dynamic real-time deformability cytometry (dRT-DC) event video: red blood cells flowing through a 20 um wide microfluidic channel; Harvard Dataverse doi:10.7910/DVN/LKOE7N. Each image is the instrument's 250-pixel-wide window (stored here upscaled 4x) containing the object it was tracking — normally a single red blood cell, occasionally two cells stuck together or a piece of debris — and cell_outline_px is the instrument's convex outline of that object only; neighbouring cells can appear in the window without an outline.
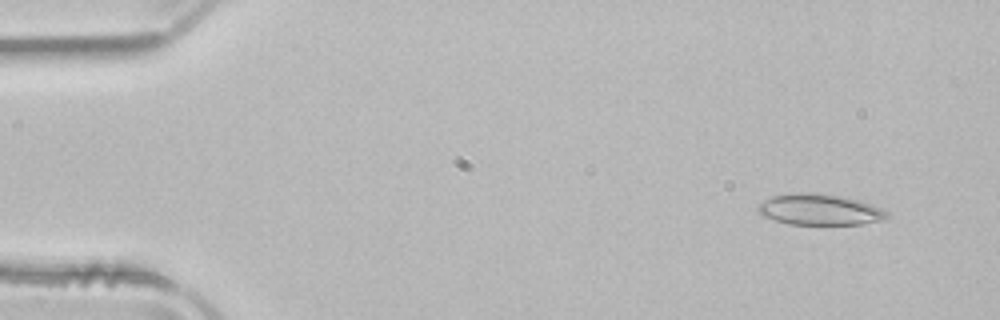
{"species": "common noctule bat (a hibernating species)", "species_latin": "Nyctalus noctula", "temperature_condition": "room temperature", "stored_images_in_passage": 51, "camera_frame_rate_fps": 3000, "um_per_image_px": 0.085, "animal": {"sex": "male", "body_mass_g": 21.5, "forearm_length_mm": 52.0}, "frame": {"image": 1, "passage_image": 4, "time_ms": 1.0, "image_size_px": [1000, 320], "cell_outline_px": [[888, 220], [864, 224], [788, 224], [764, 216], [756, 208], [764, 200], [772, 196], [796, 192], [808, 192], [840, 196], [860, 200], [872, 204], [888, 212]], "centroid_in_image_um": [69.72, 17.82], "position_along_channel_um": 15.3, "area_um2": 23.35}}
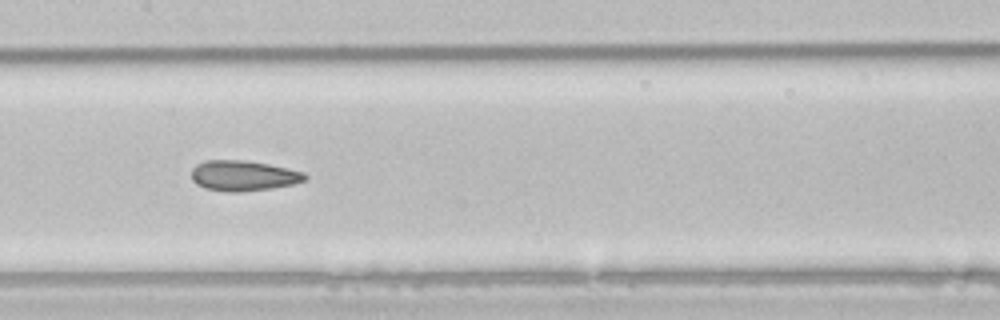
{"frame": {"image": 2, "passage_image": 25, "time_ms": 8.0, "image_size_px": [1000, 320], "cell_outline_px": [[308, 176], [304, 180], [292, 184], [272, 188], [240, 192], [224, 192], [204, 188], [196, 184], [192, 180], [192, 168], [196, 164], [204, 160], [244, 160], [268, 164], [304, 172]], "centroid_in_image_um": [20.64, 14.93], "position_along_channel_um": 186.8, "area_um2": 20.17}}
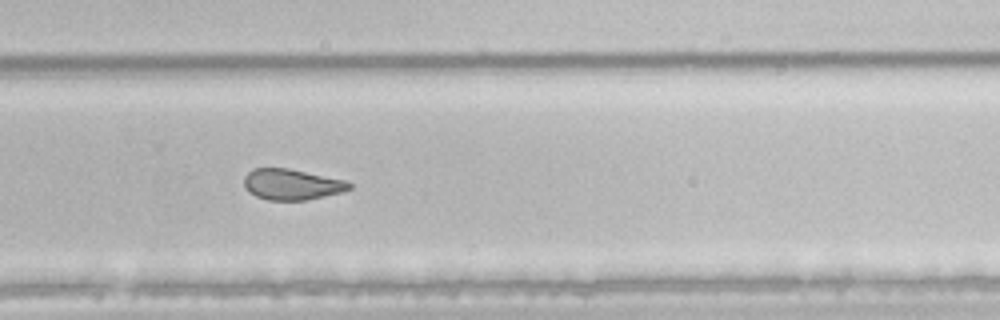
{"frame": {"image": 3, "passage_image": 34, "time_ms": 11.0, "image_size_px": [1000, 320], "cell_outline_px": [[352, 188], [344, 192], [308, 200], [268, 200], [256, 196], [248, 192], [244, 188], [244, 176], [252, 168], [288, 168], [344, 180], [352, 184]], "centroid_in_image_um": [24.79, 15.68], "position_along_channel_um": 305.0, "area_um2": 19.07}, "authors_computed_cell_mechanics": {"area_um2": 21.7906, "velocity_mm_per_s": 3.9732, "shape_relaxation_time_tau1_ms": null, "shape_relaxation_time_tau2_ms": 1.9425, "deformation_change_tau1": null, "deformation_change_tau2": 0.0768}}